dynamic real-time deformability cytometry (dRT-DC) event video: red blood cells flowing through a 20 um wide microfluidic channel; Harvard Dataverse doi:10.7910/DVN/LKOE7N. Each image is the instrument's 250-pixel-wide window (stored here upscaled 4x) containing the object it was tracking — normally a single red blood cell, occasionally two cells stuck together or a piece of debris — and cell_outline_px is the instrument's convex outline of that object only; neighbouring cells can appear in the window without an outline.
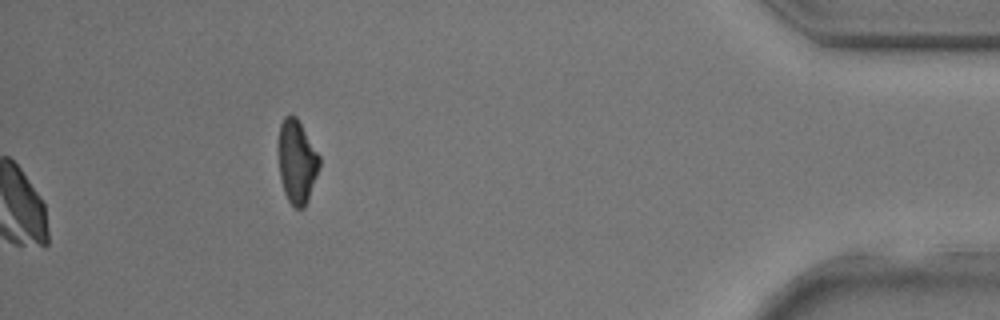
{"species": "common noctule bat (a hibernating species)", "species_latin": "Nyctalus noctula", "temperature_condition": "room temperature", "stored_images_in_passage": 39, "camera_frame_rate_fps": 3000, "um_per_image_px": 0.085, "animal": {"sex": "male", "body_mass_g": 17.9, "forearm_length_mm": 54.2}, "frame": {"image": 1, "passage_image": 39, "time_ms": 12.667, "image_size_px": [1000, 320], "cell_outline_px": [[320, 168], [308, 200], [304, 208], [296, 208], [288, 200], [284, 192], [280, 176], [276, 148], [280, 124], [284, 116], [296, 116], [320, 156]], "centroid_in_image_um": [25.21, 13.73], "position_along_channel_um": 410.0, "area_um2": 20.29}}